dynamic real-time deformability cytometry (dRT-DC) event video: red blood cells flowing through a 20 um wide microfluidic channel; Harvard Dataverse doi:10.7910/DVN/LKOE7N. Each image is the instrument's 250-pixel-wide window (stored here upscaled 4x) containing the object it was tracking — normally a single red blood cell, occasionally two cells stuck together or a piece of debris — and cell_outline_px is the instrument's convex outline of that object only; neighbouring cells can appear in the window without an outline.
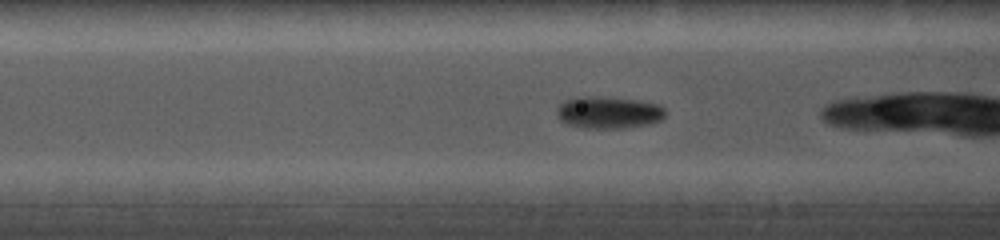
{"species": "common noctule bat (a hibernating species)", "species_latin": "Nyctalus noctula", "temperature_condition": "cold", "stored_images_in_passage": 21, "camera_frame_rate_fps": 5000, "um_per_image_px": 0.085, "animal": {"sex": "female", "body_mass_g": 19.0, "forearm_length_mm": 56.7}, "frame": {"image": 1, "passage_image": 4, "time_ms": 1.2, "image_size_px": [1000, 240], "cell_outline_px": [[668, 112], [660, 120], [644, 124], [624, 128], [584, 128], [564, 124], [560, 120], [556, 112], [556, 108], [564, 100], [576, 96], [600, 96], [640, 100], [660, 104]], "centroid_in_image_um": [51.69, 9.54], "position_along_channel_um": 114.9, "area_um2": 20.63}}